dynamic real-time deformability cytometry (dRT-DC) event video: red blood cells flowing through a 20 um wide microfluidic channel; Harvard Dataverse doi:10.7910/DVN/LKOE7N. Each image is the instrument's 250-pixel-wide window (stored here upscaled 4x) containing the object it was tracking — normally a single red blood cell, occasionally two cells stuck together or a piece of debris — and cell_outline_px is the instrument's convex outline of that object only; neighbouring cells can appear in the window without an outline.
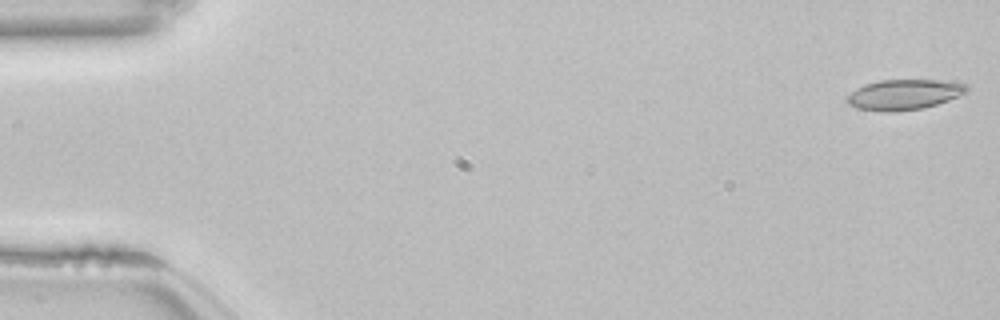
{"species": "common noctule bat (a hibernating species)", "species_latin": "Nyctalus noctula", "temperature_condition": "room temperature", "stored_images_in_passage": 53, "camera_frame_rate_fps": 3000, "um_per_image_px": 0.085, "animal": {"sex": "female", "body_mass_g": 22.7, "forearm_length_mm": 54.2}, "frame": {"image": 1, "passage_image": 1, "time_ms": 0.0, "image_size_px": [1000, 320], "cell_outline_px": [[968, 92], [948, 100], [924, 108], [896, 112], [884, 112], [856, 108], [848, 104], [844, 100], [856, 88], [864, 84], [880, 80], [940, 80], [968, 84]], "centroid_in_image_um": [76.83, 8.04], "position_along_channel_um": 8.2, "area_um2": 21.33}}
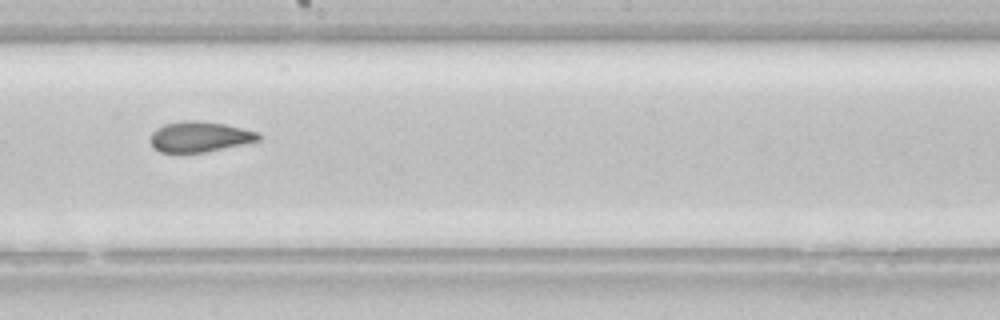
{"frame": {"image": 2, "passage_image": 30, "time_ms": 9.667, "image_size_px": [1000, 320], "cell_outline_px": [[260, 140], [204, 152], [160, 152], [152, 148], [148, 140], [152, 132], [156, 128], [164, 124], [180, 120], [196, 120], [224, 124], [256, 132], [260, 136]], "centroid_in_image_um": [16.86, 11.61], "position_along_channel_um": 231.3, "area_um2": 19.13}}
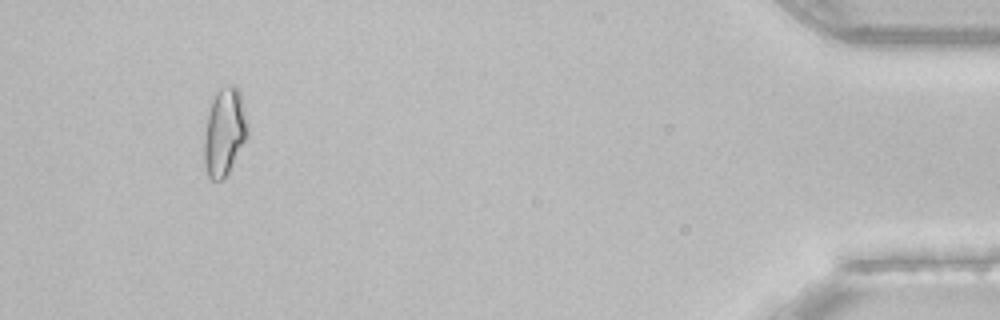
{"frame": {"image": 3, "passage_image": 50, "time_ms": 16.333, "image_size_px": [1000, 320], "cell_outline_px": [[248, 136], [228, 172], [220, 180], [212, 180], [208, 176], [204, 164], [204, 132], [208, 112], [212, 100], [216, 92], [220, 88], [228, 84], [236, 84], [240, 92], [248, 120]], "centroid_in_image_um": [19.08, 11.16], "position_along_channel_um": 416.1, "area_um2": 22.43}, "authors_computed_cell_mechanics": {"area_um2": 20.4034, "velocity_mm_per_s": 3.8562, "shape_relaxation_time_tau1_ms": 10.872, "shape_relaxation_time_tau2_ms": 1.6406, "deformation_change_tau1": 0.1573, "deformation_change_tau2": 0.0802}}